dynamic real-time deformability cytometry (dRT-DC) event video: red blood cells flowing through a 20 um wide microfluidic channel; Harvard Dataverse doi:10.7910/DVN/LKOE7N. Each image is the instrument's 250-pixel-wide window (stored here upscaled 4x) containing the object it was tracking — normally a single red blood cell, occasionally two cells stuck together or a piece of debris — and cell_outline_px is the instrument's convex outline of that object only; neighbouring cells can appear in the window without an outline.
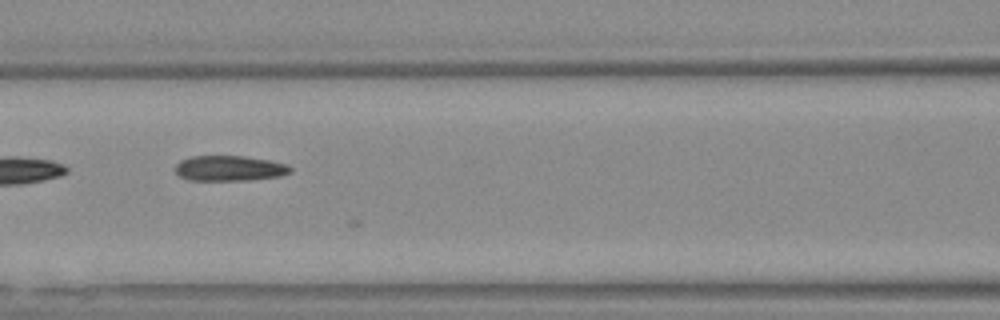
{"species": "Egyptian fruit bat (a non-hibernating species)", "species_latin": "Rousettus aegyptiacus", "temperature_condition": "warm", "stored_images_in_passage": 17, "camera_frame_rate_fps": 3000, "um_per_image_px": 0.085, "animal": {"sex": "female"}, "frame": {"image": 1, "passage_image": 7, "time_ms": 2.0, "image_size_px": [1000, 320], "cell_outline_px": [[292, 172], [280, 176], [248, 180], [188, 180], [180, 176], [176, 172], [176, 164], [180, 160], [192, 156], [244, 156], [272, 160], [288, 164], [292, 168]], "centroid_in_image_um": [19.54, 14.3], "position_along_channel_um": 147.1, "area_um2": 17.11}}
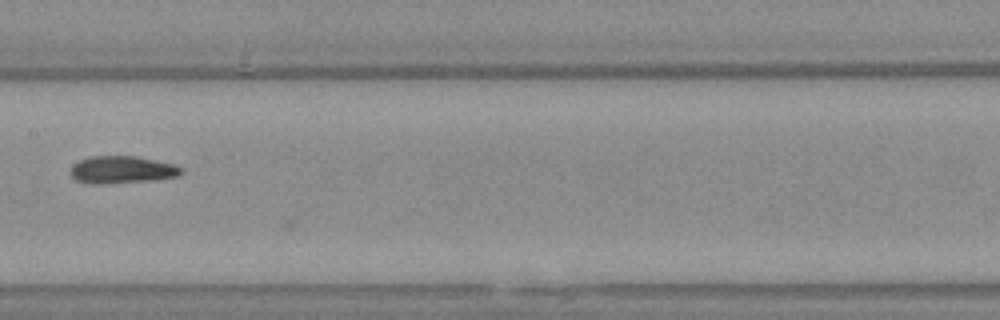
{"frame": {"image": 2, "passage_image": 11, "time_ms": 3.333, "image_size_px": [1000, 320], "cell_outline_px": [[184, 172], [176, 176], [148, 180], [100, 184], [92, 184], [76, 180], [72, 176], [72, 168], [80, 160], [92, 156], [136, 156], [176, 164], [184, 168]], "centroid_in_image_um": [10.42, 14.42], "position_along_channel_um": 197.0, "area_um2": 17.4}}